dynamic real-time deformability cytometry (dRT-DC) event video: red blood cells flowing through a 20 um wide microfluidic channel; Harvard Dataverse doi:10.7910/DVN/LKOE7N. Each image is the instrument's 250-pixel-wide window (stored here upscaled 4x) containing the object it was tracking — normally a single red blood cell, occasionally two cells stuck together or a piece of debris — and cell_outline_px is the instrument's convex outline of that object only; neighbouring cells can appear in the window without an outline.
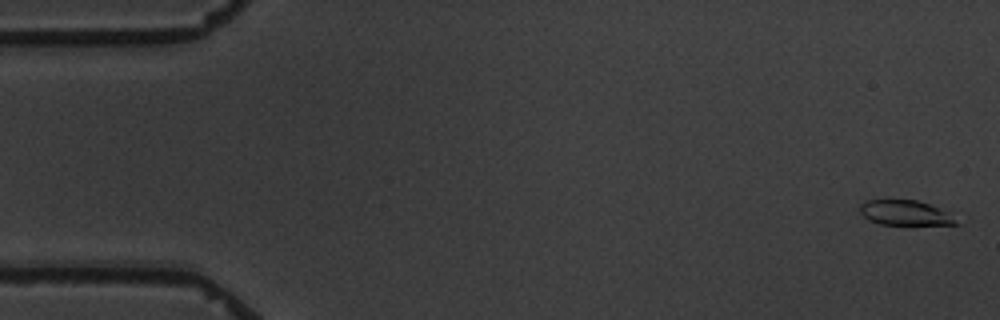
{"species": "common noctule bat (a hibernating species)", "species_latin": "Nyctalus noctula", "temperature_condition": "warm", "stored_images_in_passage": 9, "camera_frame_rate_fps": 3000, "um_per_image_px": 0.085, "animal": {"sex": "male", "body_mass_g": 19.5, "forearm_length_mm": 54.6}, "frame": {"image": 1, "passage_image": 1, "time_ms": 0.0, "image_size_px": [1000, 320], "cell_outline_px": [[960, 224], [880, 224], [868, 220], [860, 212], [860, 204], [864, 200], [916, 200], [928, 204], [944, 212], [956, 220]], "centroid_in_image_um": [76.83, 18.08], "position_along_channel_um": 8.2, "area_um2": 13.53}}
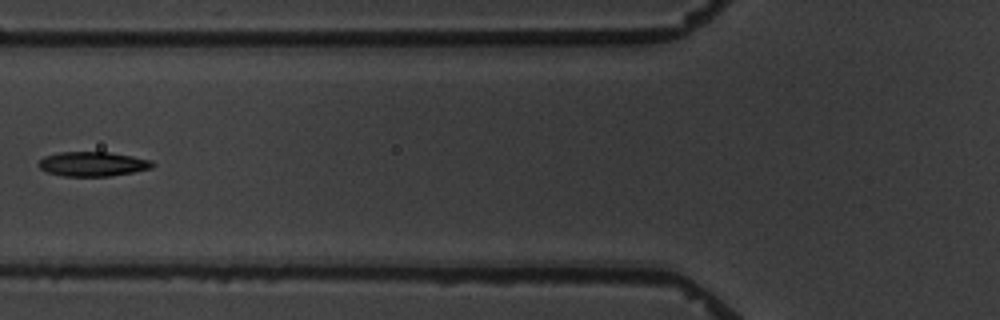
{"frame": {"image": 2, "passage_image": 7, "time_ms": 7.0, "image_size_px": [1000, 320], "cell_outline_px": [[156, 164], [152, 168], [132, 172], [108, 176], [64, 176], [48, 172], [40, 168], [36, 164], [44, 156], [60, 152], [108, 152], [132, 156], [152, 160]], "centroid_in_image_um": [7.88, 13.93], "position_along_channel_um": 117.9, "area_um2": 16.24}}
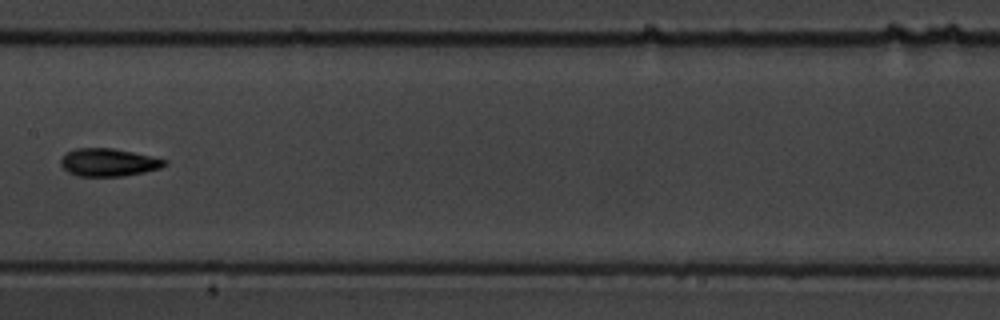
{"frame": {"image": 3, "passage_image": 9, "time_ms": 9.333, "image_size_px": [1000, 320], "cell_outline_px": [[168, 164], [160, 168], [144, 172], [124, 176], [76, 176], [68, 172], [60, 164], [60, 160], [68, 152], [76, 148], [112, 148], [152, 156], [168, 160]], "centroid_in_image_um": [9.24, 13.81], "position_along_channel_um": 198.2, "area_um2": 16.82}}